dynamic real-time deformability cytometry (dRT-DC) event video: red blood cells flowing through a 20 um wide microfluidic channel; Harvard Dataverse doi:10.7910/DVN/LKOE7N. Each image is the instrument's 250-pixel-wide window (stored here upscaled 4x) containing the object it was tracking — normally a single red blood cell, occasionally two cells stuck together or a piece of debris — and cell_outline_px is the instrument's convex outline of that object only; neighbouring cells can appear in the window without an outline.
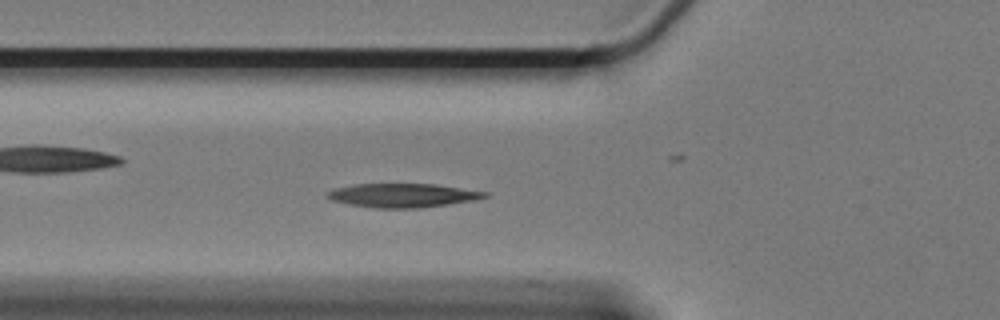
{"species": "Egyptian fruit bat (a non-hibernating species)", "species_latin": "Rousettus aegyptiacus", "temperature_condition": "cold", "stored_images_in_passage": 58, "segment_of_instrument_passage": [1, 2], "camera_frame_rate_fps": 3000, "um_per_image_px": 0.085, "animal": {"sex": "female"}, "frame": {"image": 1, "passage_image": 18, "time_ms": 5.667, "image_size_px": [1000, 320], "cell_outline_px": [[488, 196], [472, 200], [448, 204], [416, 208], [376, 208], [348, 204], [332, 200], [324, 196], [328, 192], [336, 188], [356, 184], [436, 184], [488, 192]], "centroid_in_image_um": [34.21, 16.6], "position_along_channel_um": 91.6, "area_um2": 21.68}}
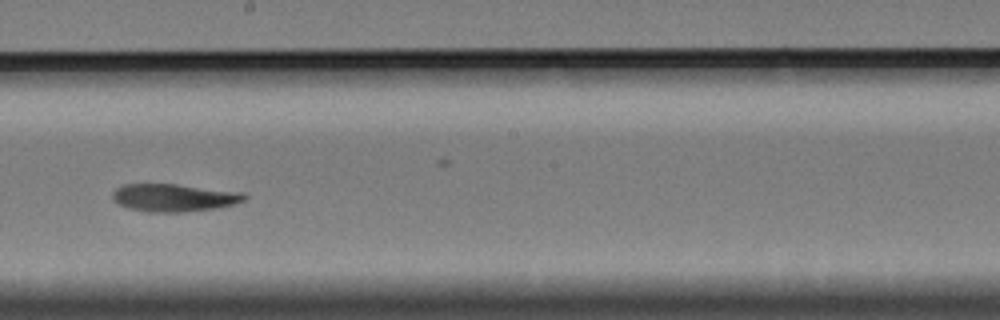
{"frame": {"image": 2, "passage_image": 31, "time_ms": 10.0, "image_size_px": [1000, 320], "cell_outline_px": [[248, 196], [244, 200], [236, 204], [216, 208], [184, 212], [148, 212], [128, 208], [112, 200], [112, 192], [116, 188], [124, 184], [176, 184], [244, 192]], "centroid_in_image_um": [14.8, 16.8], "position_along_channel_um": 233.4, "area_um2": 21.44}}
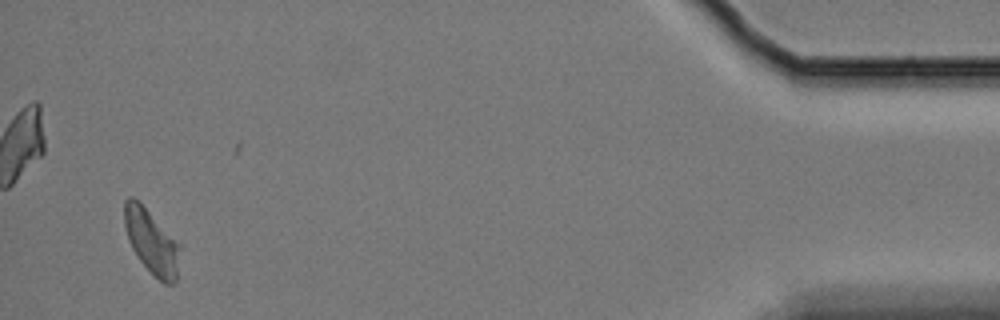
{"frame": {"image": 3, "passage_image": 55, "time_ms": 18.0, "image_size_px": [1000, 320], "cell_outline_px": [[180, 248], [176, 284], [164, 284], [140, 260], [132, 248], [128, 240], [124, 224], [124, 200], [128, 196], [132, 196], [180, 244]], "centroid_in_image_um": [12.87, 20.57], "position_along_channel_um": 422.3, "area_um2": 20.23}}